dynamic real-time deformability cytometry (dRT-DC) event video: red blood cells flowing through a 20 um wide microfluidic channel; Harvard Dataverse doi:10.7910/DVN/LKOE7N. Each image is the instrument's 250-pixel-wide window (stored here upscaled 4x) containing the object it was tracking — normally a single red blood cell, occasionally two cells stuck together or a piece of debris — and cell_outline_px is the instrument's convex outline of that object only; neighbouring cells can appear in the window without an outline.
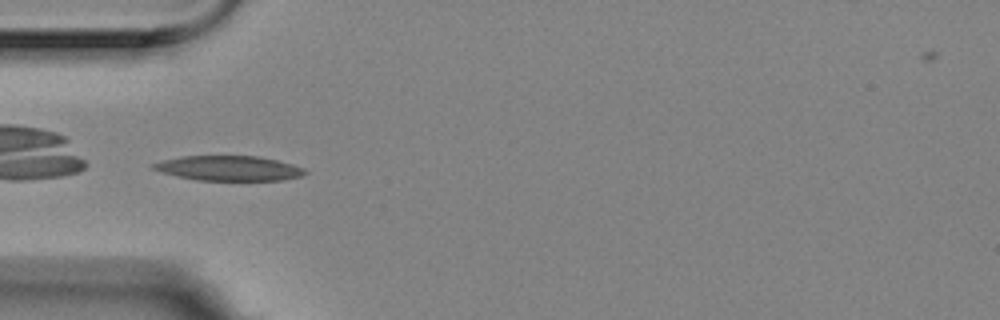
{"species": "Egyptian fruit bat (a non-hibernating species)", "species_latin": "Rousettus aegyptiacus", "temperature_condition": "room temperature", "stored_images_in_passage": 5, "camera_frame_rate_fps": 3000, "um_per_image_px": 0.085, "animal": {"sex": "female"}, "frame": {"image": 1, "passage_image": 4, "time_ms": 1.0, "image_size_px": [1000, 320], "cell_outline_px": [[308, 172], [300, 176], [284, 180], [196, 180], [176, 176], [152, 168], [148, 164], [180, 156], [256, 156], [276, 160], [292, 164], [304, 168]], "centroid_in_image_um": [19.44, 14.3], "position_along_channel_um": 65.6, "area_um2": 21.91}}